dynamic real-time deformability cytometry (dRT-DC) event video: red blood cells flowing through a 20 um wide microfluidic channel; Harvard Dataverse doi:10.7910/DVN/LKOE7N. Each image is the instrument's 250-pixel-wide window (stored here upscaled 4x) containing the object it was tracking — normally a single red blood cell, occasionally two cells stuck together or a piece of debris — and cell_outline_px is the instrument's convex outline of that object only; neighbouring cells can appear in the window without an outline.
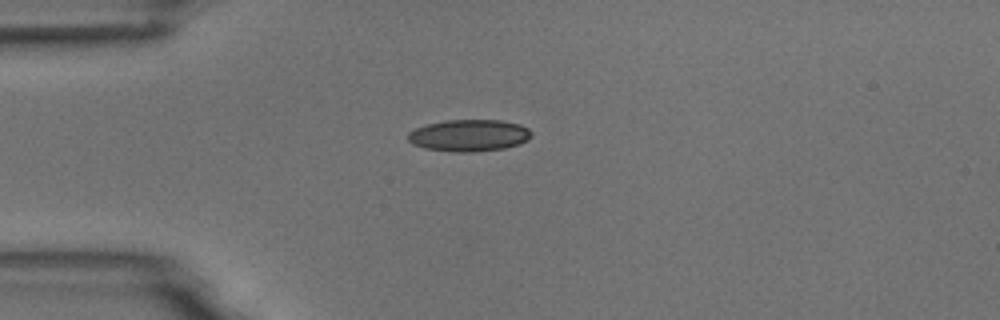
{"species": "common noctule bat (a hibernating species)", "species_latin": "Nyctalus noctula", "temperature_condition": "room temperature", "stored_images_in_passage": 3, "camera_frame_rate_fps": 3000, "um_per_image_px": 0.085, "animal": {"sex": "male", "body_mass_g": 18.8}, "frame": {"image": 1, "passage_image": 1, "time_ms": 0.0, "image_size_px": [1000, 320], "cell_outline_px": [[532, 136], [528, 140], [520, 144], [504, 148], [472, 152], [452, 152], [424, 148], [412, 144], [408, 140], [408, 132], [416, 128], [428, 124], [448, 120], [500, 120], [520, 124], [528, 128], [532, 132]], "centroid_in_image_um": [39.89, 11.51], "position_along_channel_um": 45.1, "area_um2": 23.0}}
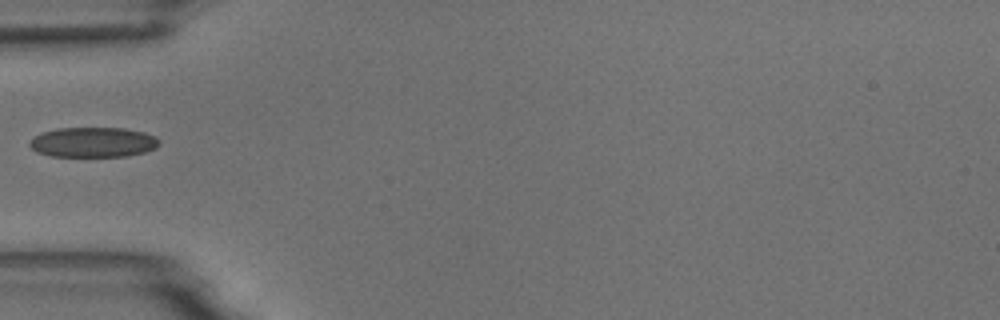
{"frame": {"image": 2, "passage_image": 2, "time_ms": 1.333, "image_size_px": [1000, 320], "cell_outline_px": [[160, 144], [156, 148], [144, 152], [124, 156], [52, 156], [36, 152], [28, 144], [36, 136], [44, 132], [56, 128], [124, 128], [144, 132], [156, 136], [160, 140]], "centroid_in_image_um": [7.95, 12.08], "position_along_channel_um": 77.0, "area_um2": 22.6}}